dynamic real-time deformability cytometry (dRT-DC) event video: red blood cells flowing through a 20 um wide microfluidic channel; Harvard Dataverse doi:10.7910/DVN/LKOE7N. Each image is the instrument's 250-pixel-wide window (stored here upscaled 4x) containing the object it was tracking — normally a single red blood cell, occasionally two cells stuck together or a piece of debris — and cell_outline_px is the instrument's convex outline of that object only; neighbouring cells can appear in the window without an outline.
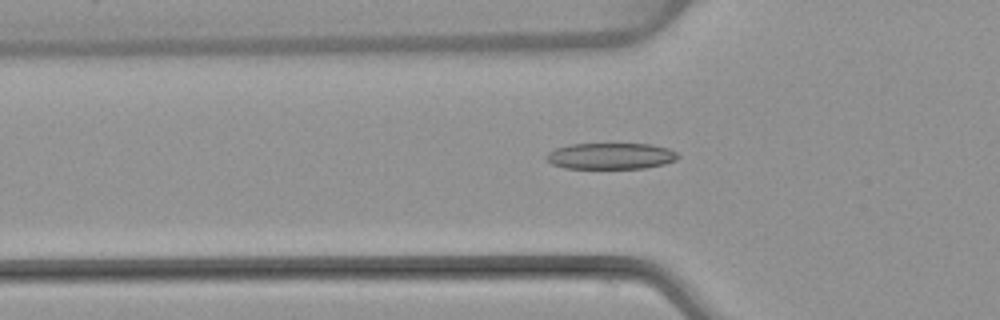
{"species": "common noctule bat (a hibernating species)", "species_latin": "Nyctalus noctula", "temperature_condition": "warm", "stored_images_in_passage": 53, "camera_frame_rate_fps": 3000, "um_per_image_px": 0.085, "animal": {"sex": "female", "body_mass_g": 22.7, "forearm_length_mm": 54.2}, "frame": {"image": 1, "passage_image": 18, "time_ms": 5.667, "image_size_px": [1000, 320], "cell_outline_px": [[680, 156], [676, 160], [664, 164], [644, 168], [564, 168], [552, 164], [544, 156], [548, 152], [556, 148], [568, 144], [652, 144], [668, 148], [676, 152]], "centroid_in_image_um": [51.91, 13.26], "position_along_channel_um": 73.9, "area_um2": 20.17}}
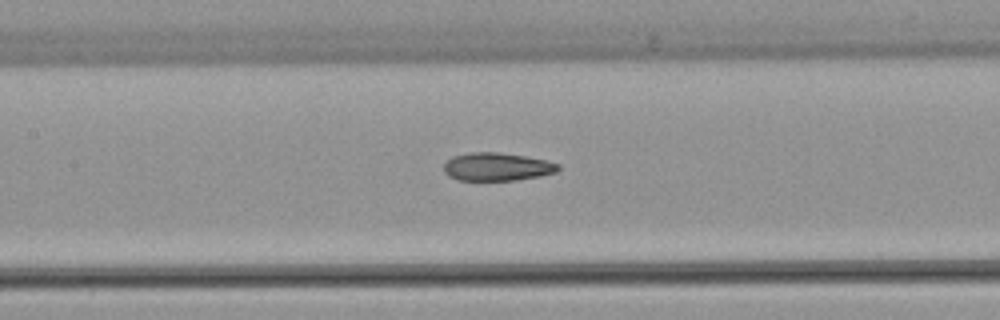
{"frame": {"image": 2, "passage_image": 25, "time_ms": 8.0, "image_size_px": [1000, 320], "cell_outline_px": [[560, 168], [556, 172], [540, 176], [516, 180], [456, 180], [448, 176], [444, 172], [444, 164], [452, 156], [472, 152], [496, 152], [524, 156], [544, 160], [560, 164]], "centroid_in_image_um": [42.22, 14.18], "position_along_channel_um": 165.2, "area_um2": 18.67}}
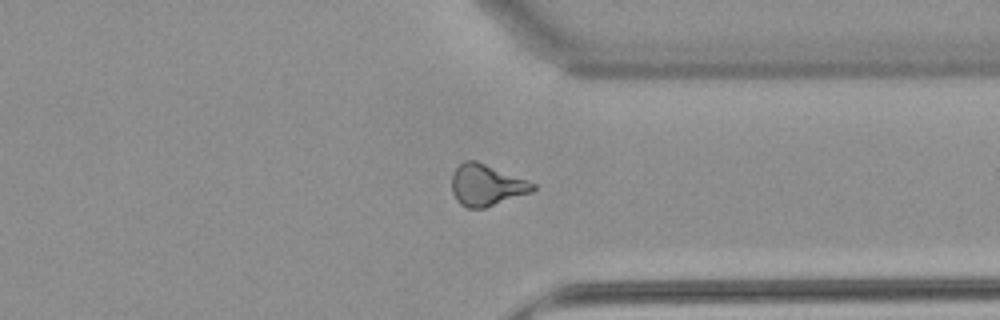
{"frame": {"image": 3, "passage_image": 41, "time_ms": 13.333, "image_size_px": [1000, 320], "cell_outline_px": [[536, 188], [532, 192], [484, 208], [464, 208], [456, 200], [452, 192], [452, 176], [456, 168], [464, 160], [476, 160], [536, 184]], "centroid_in_image_um": [41.33, 15.74], "position_along_channel_um": 370.1, "area_um2": 19.48}, "authors_computed_cell_mechanics": {"area_um2": 19.652, "velocity_mm_per_s": 3.8718, "shape_relaxation_time_tau1_ms": 7.7244, "shape_relaxation_time_tau2_ms": 2.8636, "deformation_change_tau1": 0.2179, "deformation_change_tau2": 0.1152}}